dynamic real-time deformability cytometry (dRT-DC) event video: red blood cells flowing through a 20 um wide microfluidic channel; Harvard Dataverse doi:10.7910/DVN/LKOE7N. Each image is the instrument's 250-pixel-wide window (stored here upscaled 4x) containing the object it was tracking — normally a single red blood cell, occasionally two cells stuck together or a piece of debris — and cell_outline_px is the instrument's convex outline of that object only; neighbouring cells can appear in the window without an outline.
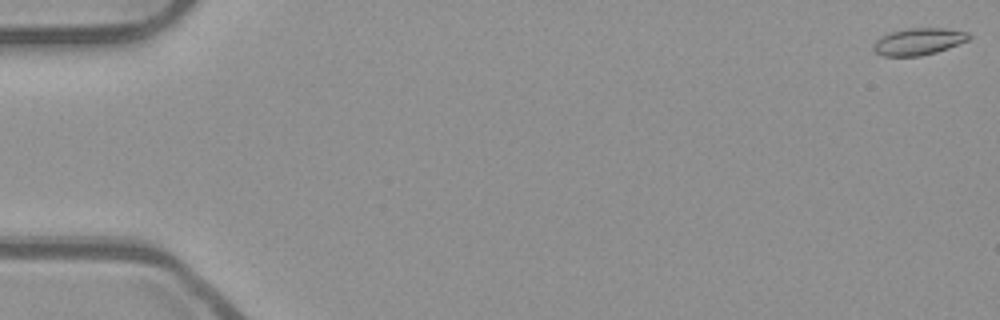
{"species": "common noctule bat (a hibernating species)", "species_latin": "Nyctalus noctula", "temperature_condition": "room temperature", "stored_images_in_passage": 49, "camera_frame_rate_fps": 3000, "um_per_image_px": 0.085, "animal": {"sex": "male", "body_mass_g": 23.1, "forearm_length_mm": 52.7}, "frame": {"image": 1, "passage_image": 1, "time_ms": 0.0, "image_size_px": [1000, 320], "cell_outline_px": [[972, 36], [968, 40], [948, 48], [936, 52], [920, 56], [880, 56], [872, 48], [872, 44], [880, 36], [888, 32], [904, 28], [944, 28], [968, 32]], "centroid_in_image_um": [78.03, 3.52], "position_along_channel_um": 7.0, "area_um2": 15.2}}
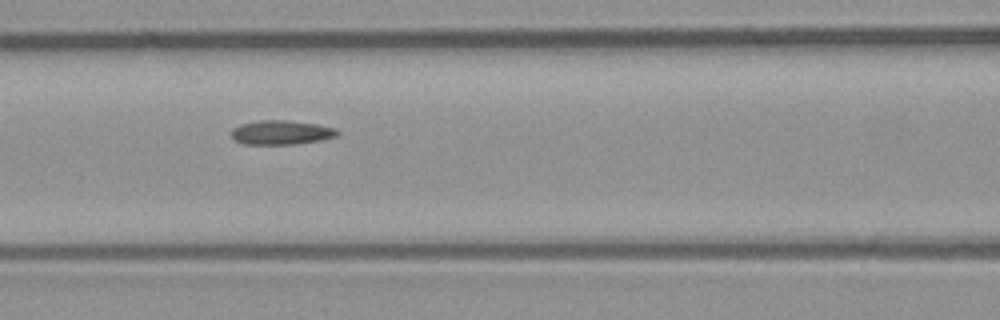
{"frame": {"image": 2, "passage_image": 24, "time_ms": 7.667, "image_size_px": [1000, 320], "cell_outline_px": [[340, 132], [336, 136], [320, 140], [296, 144], [240, 144], [232, 140], [232, 128], [240, 124], [256, 120], [288, 120], [316, 124], [336, 128]], "centroid_in_image_um": [23.86, 11.26], "position_along_channel_um": 142.7, "area_um2": 15.14}}
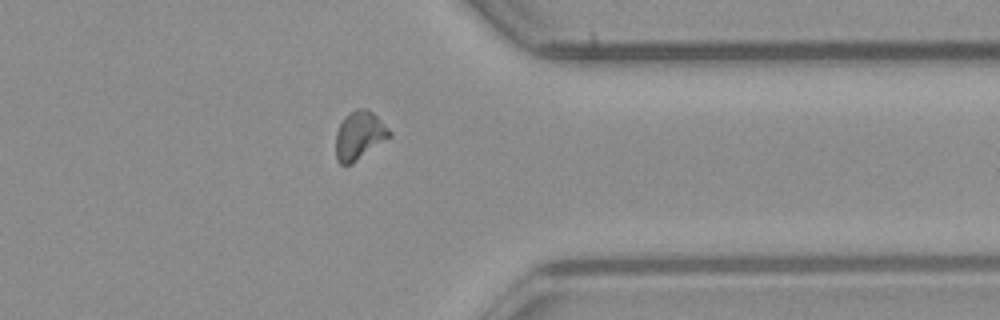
{"frame": {"image": 3, "passage_image": 43, "time_ms": 14.0, "image_size_px": [1000, 320], "cell_outline_px": [[392, 136], [352, 164], [340, 164], [336, 160], [336, 132], [344, 116], [356, 108], [364, 108], [372, 112], [392, 132]], "centroid_in_image_um": [30.54, 11.52], "position_along_channel_um": 380.9, "area_um2": 15.14}}